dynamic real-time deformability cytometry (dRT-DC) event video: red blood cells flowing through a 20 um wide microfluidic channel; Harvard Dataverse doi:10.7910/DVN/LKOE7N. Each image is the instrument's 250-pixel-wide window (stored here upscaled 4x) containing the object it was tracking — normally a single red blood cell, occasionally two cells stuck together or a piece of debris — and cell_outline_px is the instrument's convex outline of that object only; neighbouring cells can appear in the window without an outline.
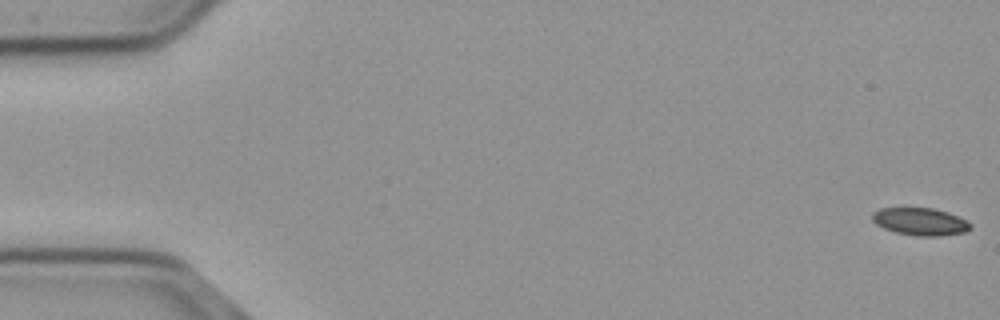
{"species": "common noctule bat (a hibernating species)", "species_latin": "Nyctalus noctula", "temperature_condition": "cold", "stored_images_in_passage": 56, "camera_frame_rate_fps": 3000, "um_per_image_px": 0.085, "animal": {"sex": "male", "body_mass_g": 23.1, "forearm_length_mm": 52.7}, "frame": {"image": 1, "passage_image": 1, "time_ms": 0.0, "image_size_px": [1000, 320], "cell_outline_px": [[972, 228], [968, 232], [940, 236], [916, 236], [896, 232], [884, 228], [876, 224], [872, 220], [872, 212], [880, 208], [932, 208], [948, 212], [968, 220], [972, 224]], "centroid_in_image_um": [78.27, 18.84], "position_along_channel_um": 6.7, "area_um2": 15.95}}
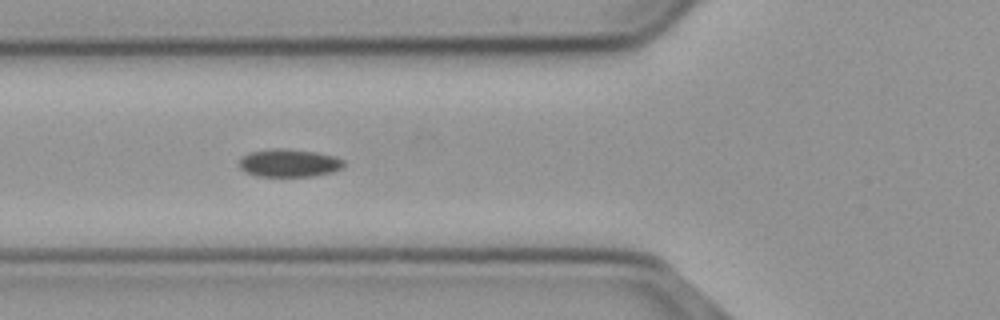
{"frame": {"image": 2, "passage_image": 21, "time_ms": 6.667, "image_size_px": [1000, 320], "cell_outline_px": [[344, 164], [340, 168], [332, 172], [312, 176], [256, 176], [244, 172], [240, 168], [240, 160], [244, 156], [252, 152], [272, 148], [284, 148], [316, 152], [336, 156], [344, 160]], "centroid_in_image_um": [24.58, 13.85], "position_along_channel_um": 101.2, "area_um2": 16.94}}
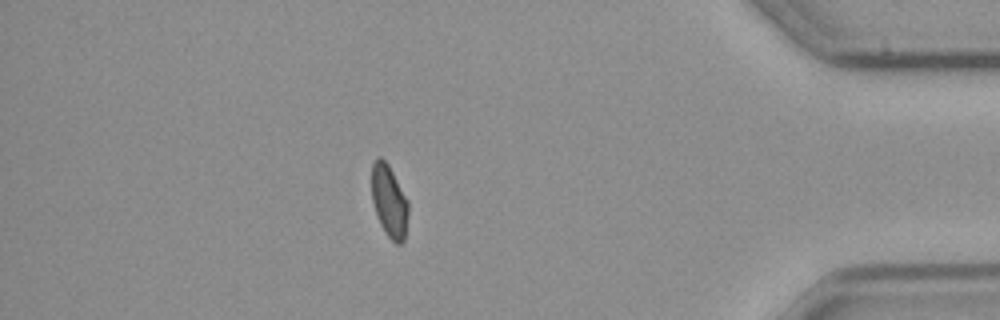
{"frame": {"image": 3, "passage_image": 49, "time_ms": 16.0, "image_size_px": [1000, 320], "cell_outline_px": [[408, 216], [404, 240], [400, 244], [396, 244], [384, 232], [376, 216], [372, 200], [372, 164], [376, 156], [380, 156], [388, 164], [408, 200]], "centroid_in_image_um": [33.07, 17.1], "position_along_channel_um": 402.1, "area_um2": 15.55}}